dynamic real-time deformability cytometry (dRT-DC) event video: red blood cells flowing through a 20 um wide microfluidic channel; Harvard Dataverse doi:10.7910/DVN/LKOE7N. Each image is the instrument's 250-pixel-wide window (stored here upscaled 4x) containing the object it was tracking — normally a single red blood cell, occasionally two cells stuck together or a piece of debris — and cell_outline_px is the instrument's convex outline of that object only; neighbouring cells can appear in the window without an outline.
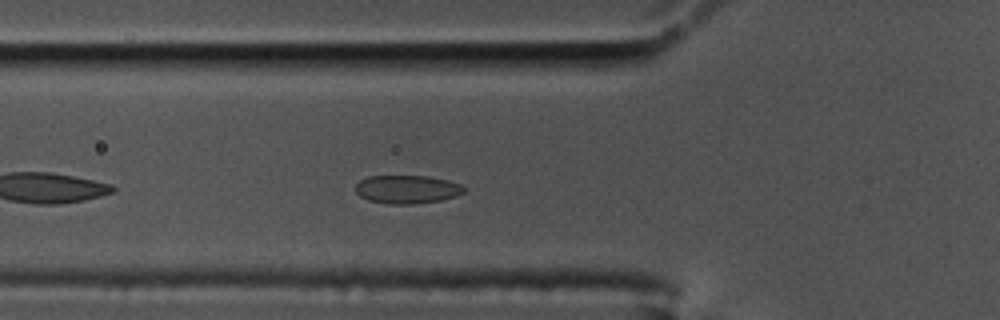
{"species": "common noctule bat (a hibernating species)", "species_latin": "Nyctalus noctula", "temperature_condition": "cold", "stored_images_in_passage": 45, "camera_frame_rate_fps": 3000, "um_per_image_px": 0.085, "animal": {"sex": "male", "body_mass_g": 17.5, "forearm_length_mm": 52.3}, "frame": {"image": 1, "passage_image": 6, "time_ms": 1.667, "image_size_px": [1000, 320], "cell_outline_px": [[468, 188], [464, 192], [456, 196], [440, 200], [412, 204], [388, 204], [368, 200], [360, 196], [356, 192], [356, 184], [360, 180], [368, 176], [428, 176], [448, 180], [460, 184]], "centroid_in_image_um": [34.62, 16.09], "position_along_channel_um": 91.2, "area_um2": 17.98}}
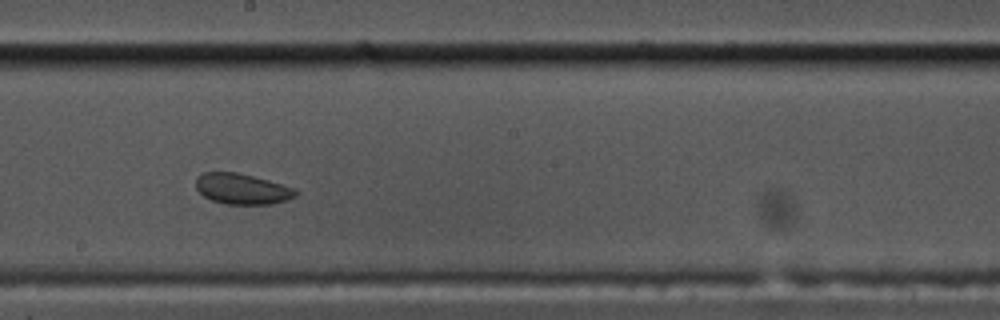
{"frame": {"image": 2, "passage_image": 18, "time_ms": 5.667, "image_size_px": [1000, 320], "cell_outline_px": [[300, 192], [296, 196], [288, 200], [272, 204], [224, 204], [212, 200], [204, 196], [196, 188], [196, 176], [204, 172], [236, 172], [268, 180], [296, 188]], "centroid_in_image_um": [20.61, 16.06], "position_along_channel_um": 227.6, "area_um2": 17.98}}
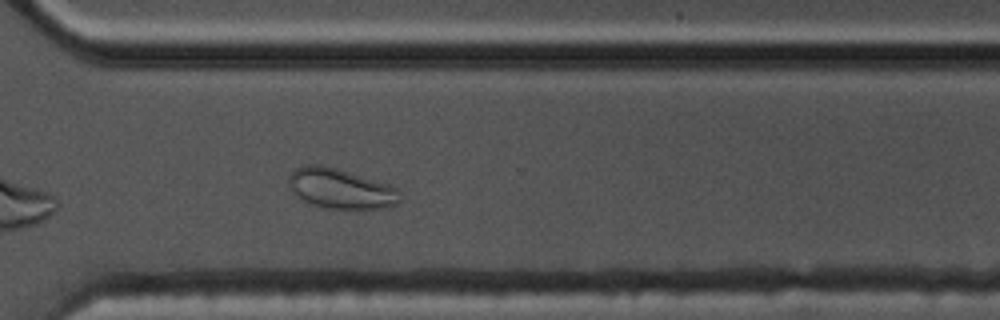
{"frame": {"image": 3, "passage_image": 28, "time_ms": 9.0, "image_size_px": [1000, 320], "cell_outline_px": [[400, 200], [396, 204], [380, 208], [324, 208], [312, 204], [304, 200], [288, 184], [288, 176], [296, 168], [308, 164], [320, 164], [336, 168], [388, 184], [396, 188]], "centroid_in_image_um": [28.93, 16.02], "position_along_channel_um": 341.7, "area_um2": 25.32}}